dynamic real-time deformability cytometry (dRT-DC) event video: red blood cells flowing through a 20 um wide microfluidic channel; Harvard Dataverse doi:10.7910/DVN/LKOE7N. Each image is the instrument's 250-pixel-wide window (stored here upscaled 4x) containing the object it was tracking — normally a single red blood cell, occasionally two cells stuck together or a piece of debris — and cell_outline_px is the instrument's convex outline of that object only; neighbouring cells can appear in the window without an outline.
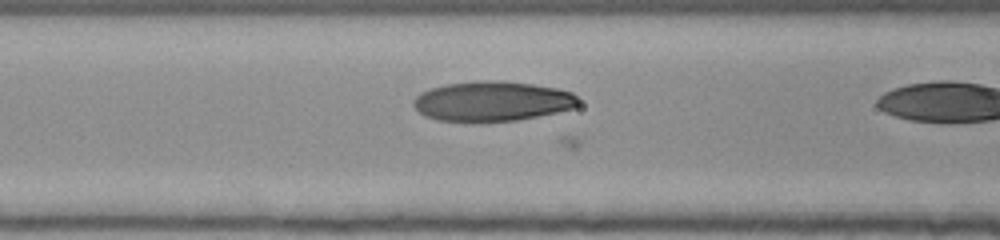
{"species": "human", "species_latin": "Homo sapiens", "temperature_condition": "room temperature", "stored_images_in_passage": 16, "camera_frame_rate_fps": 3000, "um_per_image_px": 0.085, "donor": {"sex": "female"}, "frame": {"image": 1, "passage_image": 15, "time_ms": 4.667, "image_size_px": [1000, 240], "cell_outline_px": [[580, 104], [572, 108], [556, 112], [516, 120], [484, 124], [472, 124], [436, 120], [424, 116], [412, 104], [412, 100], [420, 92], [428, 88], [444, 84], [476, 80], [496, 80], [532, 84], [556, 88], [572, 92], [580, 100]], "centroid_in_image_um": [41.77, 8.63], "position_along_channel_um": 124.8, "area_um2": 39.42}}